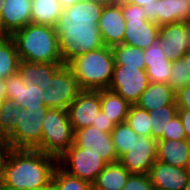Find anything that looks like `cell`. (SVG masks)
I'll return each instance as SVG.
<instances>
[{"label":"cell","instance_id":"1","mask_svg":"<svg viewBox=\"0 0 190 190\" xmlns=\"http://www.w3.org/2000/svg\"><path fill=\"white\" fill-rule=\"evenodd\" d=\"M104 6L94 0H82L63 9L56 25L63 64L105 46L98 27Z\"/></svg>","mask_w":190,"mask_h":190},{"label":"cell","instance_id":"2","mask_svg":"<svg viewBox=\"0 0 190 190\" xmlns=\"http://www.w3.org/2000/svg\"><path fill=\"white\" fill-rule=\"evenodd\" d=\"M58 158L37 149H11L0 186L32 190L52 186Z\"/></svg>","mask_w":190,"mask_h":190},{"label":"cell","instance_id":"3","mask_svg":"<svg viewBox=\"0 0 190 190\" xmlns=\"http://www.w3.org/2000/svg\"><path fill=\"white\" fill-rule=\"evenodd\" d=\"M20 60L32 63H62L56 27L29 23L13 32Z\"/></svg>","mask_w":190,"mask_h":190},{"label":"cell","instance_id":"4","mask_svg":"<svg viewBox=\"0 0 190 190\" xmlns=\"http://www.w3.org/2000/svg\"><path fill=\"white\" fill-rule=\"evenodd\" d=\"M114 64L112 47L103 46L72 59L67 66L81 90H100L109 87Z\"/></svg>","mask_w":190,"mask_h":190},{"label":"cell","instance_id":"5","mask_svg":"<svg viewBox=\"0 0 190 190\" xmlns=\"http://www.w3.org/2000/svg\"><path fill=\"white\" fill-rule=\"evenodd\" d=\"M74 130L66 109H49L42 122V141L37 150L59 158L73 143Z\"/></svg>","mask_w":190,"mask_h":190},{"label":"cell","instance_id":"6","mask_svg":"<svg viewBox=\"0 0 190 190\" xmlns=\"http://www.w3.org/2000/svg\"><path fill=\"white\" fill-rule=\"evenodd\" d=\"M123 17L126 21L123 44L148 48L158 38L159 27L147 20L143 7L125 1H120Z\"/></svg>","mask_w":190,"mask_h":190},{"label":"cell","instance_id":"7","mask_svg":"<svg viewBox=\"0 0 190 190\" xmlns=\"http://www.w3.org/2000/svg\"><path fill=\"white\" fill-rule=\"evenodd\" d=\"M49 108L22 109L17 106V125L6 139L11 149H37L42 141V122Z\"/></svg>","mask_w":190,"mask_h":190},{"label":"cell","instance_id":"8","mask_svg":"<svg viewBox=\"0 0 190 190\" xmlns=\"http://www.w3.org/2000/svg\"><path fill=\"white\" fill-rule=\"evenodd\" d=\"M108 163L100 155L73 143L59 158L58 165L73 176L91 184Z\"/></svg>","mask_w":190,"mask_h":190},{"label":"cell","instance_id":"9","mask_svg":"<svg viewBox=\"0 0 190 190\" xmlns=\"http://www.w3.org/2000/svg\"><path fill=\"white\" fill-rule=\"evenodd\" d=\"M149 83L146 70L114 64L108 89L115 91L130 105H135Z\"/></svg>","mask_w":190,"mask_h":190},{"label":"cell","instance_id":"10","mask_svg":"<svg viewBox=\"0 0 190 190\" xmlns=\"http://www.w3.org/2000/svg\"><path fill=\"white\" fill-rule=\"evenodd\" d=\"M44 105L49 109H68L77 98L81 88L71 69L63 65L51 78L50 85L44 90Z\"/></svg>","mask_w":190,"mask_h":190},{"label":"cell","instance_id":"11","mask_svg":"<svg viewBox=\"0 0 190 190\" xmlns=\"http://www.w3.org/2000/svg\"><path fill=\"white\" fill-rule=\"evenodd\" d=\"M156 160L157 140L151 136L140 135L118 162L131 174H149Z\"/></svg>","mask_w":190,"mask_h":190},{"label":"cell","instance_id":"12","mask_svg":"<svg viewBox=\"0 0 190 190\" xmlns=\"http://www.w3.org/2000/svg\"><path fill=\"white\" fill-rule=\"evenodd\" d=\"M6 98L22 109H41L44 105L45 91L30 80L23 81L16 73L5 80Z\"/></svg>","mask_w":190,"mask_h":190},{"label":"cell","instance_id":"13","mask_svg":"<svg viewBox=\"0 0 190 190\" xmlns=\"http://www.w3.org/2000/svg\"><path fill=\"white\" fill-rule=\"evenodd\" d=\"M67 111L74 131L92 126L101 111L100 91L81 90Z\"/></svg>","mask_w":190,"mask_h":190},{"label":"cell","instance_id":"14","mask_svg":"<svg viewBox=\"0 0 190 190\" xmlns=\"http://www.w3.org/2000/svg\"><path fill=\"white\" fill-rule=\"evenodd\" d=\"M74 132V143L78 147L100 155L107 163L119 161L111 133L103 132L94 126L75 130Z\"/></svg>","mask_w":190,"mask_h":190},{"label":"cell","instance_id":"15","mask_svg":"<svg viewBox=\"0 0 190 190\" xmlns=\"http://www.w3.org/2000/svg\"><path fill=\"white\" fill-rule=\"evenodd\" d=\"M188 0H154L150 5H144L143 10L147 20L158 26L182 22L190 16Z\"/></svg>","mask_w":190,"mask_h":190},{"label":"cell","instance_id":"16","mask_svg":"<svg viewBox=\"0 0 190 190\" xmlns=\"http://www.w3.org/2000/svg\"><path fill=\"white\" fill-rule=\"evenodd\" d=\"M0 13V32L10 36L31 23L32 0H3Z\"/></svg>","mask_w":190,"mask_h":190},{"label":"cell","instance_id":"17","mask_svg":"<svg viewBox=\"0 0 190 190\" xmlns=\"http://www.w3.org/2000/svg\"><path fill=\"white\" fill-rule=\"evenodd\" d=\"M126 21L121 5H107L99 17L98 27L103 43L107 47L123 44Z\"/></svg>","mask_w":190,"mask_h":190},{"label":"cell","instance_id":"18","mask_svg":"<svg viewBox=\"0 0 190 190\" xmlns=\"http://www.w3.org/2000/svg\"><path fill=\"white\" fill-rule=\"evenodd\" d=\"M157 41L169 60L182 59L190 49V40L184 32L183 22L164 24L159 27Z\"/></svg>","mask_w":190,"mask_h":190},{"label":"cell","instance_id":"19","mask_svg":"<svg viewBox=\"0 0 190 190\" xmlns=\"http://www.w3.org/2000/svg\"><path fill=\"white\" fill-rule=\"evenodd\" d=\"M149 177L154 187L162 190H183L190 174L187 168L175 167L156 160L150 168Z\"/></svg>","mask_w":190,"mask_h":190},{"label":"cell","instance_id":"20","mask_svg":"<svg viewBox=\"0 0 190 190\" xmlns=\"http://www.w3.org/2000/svg\"><path fill=\"white\" fill-rule=\"evenodd\" d=\"M144 61L149 82L168 83L172 60L167 58L157 40L144 49Z\"/></svg>","mask_w":190,"mask_h":190},{"label":"cell","instance_id":"21","mask_svg":"<svg viewBox=\"0 0 190 190\" xmlns=\"http://www.w3.org/2000/svg\"><path fill=\"white\" fill-rule=\"evenodd\" d=\"M190 140H157V160L179 168H187Z\"/></svg>","mask_w":190,"mask_h":190},{"label":"cell","instance_id":"22","mask_svg":"<svg viewBox=\"0 0 190 190\" xmlns=\"http://www.w3.org/2000/svg\"><path fill=\"white\" fill-rule=\"evenodd\" d=\"M63 65V63H32L20 60L17 74L23 81L28 79L45 90L50 85L53 75Z\"/></svg>","mask_w":190,"mask_h":190},{"label":"cell","instance_id":"23","mask_svg":"<svg viewBox=\"0 0 190 190\" xmlns=\"http://www.w3.org/2000/svg\"><path fill=\"white\" fill-rule=\"evenodd\" d=\"M175 101L176 92L167 83L150 82L135 105L150 112L173 104Z\"/></svg>","mask_w":190,"mask_h":190},{"label":"cell","instance_id":"24","mask_svg":"<svg viewBox=\"0 0 190 190\" xmlns=\"http://www.w3.org/2000/svg\"><path fill=\"white\" fill-rule=\"evenodd\" d=\"M131 173L119 162L108 163L92 184L97 190H122Z\"/></svg>","mask_w":190,"mask_h":190},{"label":"cell","instance_id":"25","mask_svg":"<svg viewBox=\"0 0 190 190\" xmlns=\"http://www.w3.org/2000/svg\"><path fill=\"white\" fill-rule=\"evenodd\" d=\"M101 110L116 125L125 122L130 104L115 91L100 89Z\"/></svg>","mask_w":190,"mask_h":190},{"label":"cell","instance_id":"26","mask_svg":"<svg viewBox=\"0 0 190 190\" xmlns=\"http://www.w3.org/2000/svg\"><path fill=\"white\" fill-rule=\"evenodd\" d=\"M62 12L58 0H32L31 23L56 27Z\"/></svg>","mask_w":190,"mask_h":190},{"label":"cell","instance_id":"27","mask_svg":"<svg viewBox=\"0 0 190 190\" xmlns=\"http://www.w3.org/2000/svg\"><path fill=\"white\" fill-rule=\"evenodd\" d=\"M20 57L10 36L0 38V78L6 80L18 70Z\"/></svg>","mask_w":190,"mask_h":190},{"label":"cell","instance_id":"28","mask_svg":"<svg viewBox=\"0 0 190 190\" xmlns=\"http://www.w3.org/2000/svg\"><path fill=\"white\" fill-rule=\"evenodd\" d=\"M178 105L175 101L173 104L160 107L158 109L151 110L149 112V118H151V137L155 140H159L167 129L169 122L178 115Z\"/></svg>","mask_w":190,"mask_h":190},{"label":"cell","instance_id":"29","mask_svg":"<svg viewBox=\"0 0 190 190\" xmlns=\"http://www.w3.org/2000/svg\"><path fill=\"white\" fill-rule=\"evenodd\" d=\"M112 51L116 65H126V67H138V69L146 70L144 49L121 44L112 47Z\"/></svg>","mask_w":190,"mask_h":190},{"label":"cell","instance_id":"30","mask_svg":"<svg viewBox=\"0 0 190 190\" xmlns=\"http://www.w3.org/2000/svg\"><path fill=\"white\" fill-rule=\"evenodd\" d=\"M52 187L54 190H91L92 184L69 174L57 165L52 177Z\"/></svg>","mask_w":190,"mask_h":190},{"label":"cell","instance_id":"31","mask_svg":"<svg viewBox=\"0 0 190 190\" xmlns=\"http://www.w3.org/2000/svg\"><path fill=\"white\" fill-rule=\"evenodd\" d=\"M111 137L117 151V157L120 159L134 145L138 135L126 122H123L115 126L111 132Z\"/></svg>","mask_w":190,"mask_h":190},{"label":"cell","instance_id":"32","mask_svg":"<svg viewBox=\"0 0 190 190\" xmlns=\"http://www.w3.org/2000/svg\"><path fill=\"white\" fill-rule=\"evenodd\" d=\"M125 122L138 136H151L152 126L149 111L141 109L137 105H130Z\"/></svg>","mask_w":190,"mask_h":190},{"label":"cell","instance_id":"33","mask_svg":"<svg viewBox=\"0 0 190 190\" xmlns=\"http://www.w3.org/2000/svg\"><path fill=\"white\" fill-rule=\"evenodd\" d=\"M17 125V105L4 99L0 103V137L7 139Z\"/></svg>","mask_w":190,"mask_h":190},{"label":"cell","instance_id":"34","mask_svg":"<svg viewBox=\"0 0 190 190\" xmlns=\"http://www.w3.org/2000/svg\"><path fill=\"white\" fill-rule=\"evenodd\" d=\"M190 83V75L183 59L172 61L171 75L168 78V85L177 93L180 89Z\"/></svg>","mask_w":190,"mask_h":190},{"label":"cell","instance_id":"35","mask_svg":"<svg viewBox=\"0 0 190 190\" xmlns=\"http://www.w3.org/2000/svg\"><path fill=\"white\" fill-rule=\"evenodd\" d=\"M160 139L165 140H187L184 127L182 125L179 115L172 118L164 130L163 136Z\"/></svg>","mask_w":190,"mask_h":190},{"label":"cell","instance_id":"36","mask_svg":"<svg viewBox=\"0 0 190 190\" xmlns=\"http://www.w3.org/2000/svg\"><path fill=\"white\" fill-rule=\"evenodd\" d=\"M152 187L149 174H131L122 190H151Z\"/></svg>","mask_w":190,"mask_h":190},{"label":"cell","instance_id":"37","mask_svg":"<svg viewBox=\"0 0 190 190\" xmlns=\"http://www.w3.org/2000/svg\"><path fill=\"white\" fill-rule=\"evenodd\" d=\"M92 126L97 127L103 132L111 133L116 124L101 110L95 123H92Z\"/></svg>","mask_w":190,"mask_h":190},{"label":"cell","instance_id":"38","mask_svg":"<svg viewBox=\"0 0 190 190\" xmlns=\"http://www.w3.org/2000/svg\"><path fill=\"white\" fill-rule=\"evenodd\" d=\"M176 102L179 109L190 110V83L176 93Z\"/></svg>","mask_w":190,"mask_h":190},{"label":"cell","instance_id":"39","mask_svg":"<svg viewBox=\"0 0 190 190\" xmlns=\"http://www.w3.org/2000/svg\"><path fill=\"white\" fill-rule=\"evenodd\" d=\"M11 147L5 138L0 137V185L3 180L4 164Z\"/></svg>","mask_w":190,"mask_h":190},{"label":"cell","instance_id":"40","mask_svg":"<svg viewBox=\"0 0 190 190\" xmlns=\"http://www.w3.org/2000/svg\"><path fill=\"white\" fill-rule=\"evenodd\" d=\"M178 115L181 119L187 140H190V110L179 109Z\"/></svg>","mask_w":190,"mask_h":190},{"label":"cell","instance_id":"41","mask_svg":"<svg viewBox=\"0 0 190 190\" xmlns=\"http://www.w3.org/2000/svg\"><path fill=\"white\" fill-rule=\"evenodd\" d=\"M122 1L143 7L144 5L147 4L150 5L151 3H153L154 0H122Z\"/></svg>","mask_w":190,"mask_h":190},{"label":"cell","instance_id":"42","mask_svg":"<svg viewBox=\"0 0 190 190\" xmlns=\"http://www.w3.org/2000/svg\"><path fill=\"white\" fill-rule=\"evenodd\" d=\"M59 3L61 4L62 8L65 9L67 7H70L77 2H81L82 0H58Z\"/></svg>","mask_w":190,"mask_h":190},{"label":"cell","instance_id":"43","mask_svg":"<svg viewBox=\"0 0 190 190\" xmlns=\"http://www.w3.org/2000/svg\"><path fill=\"white\" fill-rule=\"evenodd\" d=\"M6 99L5 80L0 78V103Z\"/></svg>","mask_w":190,"mask_h":190},{"label":"cell","instance_id":"44","mask_svg":"<svg viewBox=\"0 0 190 190\" xmlns=\"http://www.w3.org/2000/svg\"><path fill=\"white\" fill-rule=\"evenodd\" d=\"M182 59L185 61L186 68L188 69V75H190V49L185 52Z\"/></svg>","mask_w":190,"mask_h":190},{"label":"cell","instance_id":"45","mask_svg":"<svg viewBox=\"0 0 190 190\" xmlns=\"http://www.w3.org/2000/svg\"><path fill=\"white\" fill-rule=\"evenodd\" d=\"M182 22L184 24V32H185L186 36L189 38V40H190V16L187 17Z\"/></svg>","mask_w":190,"mask_h":190},{"label":"cell","instance_id":"46","mask_svg":"<svg viewBox=\"0 0 190 190\" xmlns=\"http://www.w3.org/2000/svg\"><path fill=\"white\" fill-rule=\"evenodd\" d=\"M96 2H98L99 4H102V5H115V4H118L121 0H94Z\"/></svg>","mask_w":190,"mask_h":190},{"label":"cell","instance_id":"47","mask_svg":"<svg viewBox=\"0 0 190 190\" xmlns=\"http://www.w3.org/2000/svg\"><path fill=\"white\" fill-rule=\"evenodd\" d=\"M0 190H23V189H16V188L0 186ZM24 190H26V189H24Z\"/></svg>","mask_w":190,"mask_h":190},{"label":"cell","instance_id":"48","mask_svg":"<svg viewBox=\"0 0 190 190\" xmlns=\"http://www.w3.org/2000/svg\"><path fill=\"white\" fill-rule=\"evenodd\" d=\"M32 190H54V189L52 186H50V187L34 188Z\"/></svg>","mask_w":190,"mask_h":190},{"label":"cell","instance_id":"49","mask_svg":"<svg viewBox=\"0 0 190 190\" xmlns=\"http://www.w3.org/2000/svg\"><path fill=\"white\" fill-rule=\"evenodd\" d=\"M183 190H190V178H189V180L187 182V185L184 187Z\"/></svg>","mask_w":190,"mask_h":190},{"label":"cell","instance_id":"50","mask_svg":"<svg viewBox=\"0 0 190 190\" xmlns=\"http://www.w3.org/2000/svg\"><path fill=\"white\" fill-rule=\"evenodd\" d=\"M187 170H188V172L190 174V159H189V162H188V165H187Z\"/></svg>","mask_w":190,"mask_h":190},{"label":"cell","instance_id":"51","mask_svg":"<svg viewBox=\"0 0 190 190\" xmlns=\"http://www.w3.org/2000/svg\"><path fill=\"white\" fill-rule=\"evenodd\" d=\"M3 0H0V13H1V10H2V7H3Z\"/></svg>","mask_w":190,"mask_h":190},{"label":"cell","instance_id":"52","mask_svg":"<svg viewBox=\"0 0 190 190\" xmlns=\"http://www.w3.org/2000/svg\"><path fill=\"white\" fill-rule=\"evenodd\" d=\"M151 190H162V189L153 186Z\"/></svg>","mask_w":190,"mask_h":190}]
</instances>
